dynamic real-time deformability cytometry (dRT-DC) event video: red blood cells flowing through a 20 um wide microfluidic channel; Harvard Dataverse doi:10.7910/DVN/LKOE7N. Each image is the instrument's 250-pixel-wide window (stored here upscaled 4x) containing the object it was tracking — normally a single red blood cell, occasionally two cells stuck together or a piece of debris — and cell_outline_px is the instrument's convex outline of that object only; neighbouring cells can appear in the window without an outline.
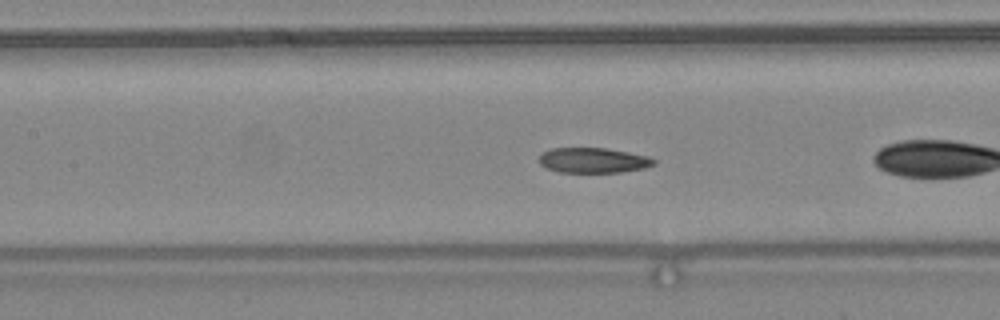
{"species": "common noctule bat (a hibernating species)", "species_latin": "Nyctalus noctula", "temperature_condition": "warm", "stored_images_in_passage": 44, "camera_frame_rate_fps": 3000, "um_per_image_px": 0.085, "animal": {"sex": "female", "body_mass_g": 24.6, "forearm_length_mm": 56.2}, "frame": {"image": 1, "passage_image": 19, "time_ms": 6.0, "image_size_px": [1000, 320], "cell_outline_px": [[656, 164], [644, 168], [620, 172], [560, 172], [544, 168], [536, 160], [544, 152], [552, 148], [604, 148], [628, 152], [648, 156], [656, 160]], "centroid_in_image_um": [50.4, 13.63], "position_along_channel_um": 157.0, "area_um2": 16.88}, "authors_computed_cell_mechanics": {"area_um2": 18.2937, "velocity_mm_per_s": 4.4617, "shape_relaxation_time_tau1_ms": 3.6085, "shape_relaxation_time_tau2_ms": 2.8545, "deformation_change_tau1": 0.1165, "deformation_change_tau2": 0.0654}}